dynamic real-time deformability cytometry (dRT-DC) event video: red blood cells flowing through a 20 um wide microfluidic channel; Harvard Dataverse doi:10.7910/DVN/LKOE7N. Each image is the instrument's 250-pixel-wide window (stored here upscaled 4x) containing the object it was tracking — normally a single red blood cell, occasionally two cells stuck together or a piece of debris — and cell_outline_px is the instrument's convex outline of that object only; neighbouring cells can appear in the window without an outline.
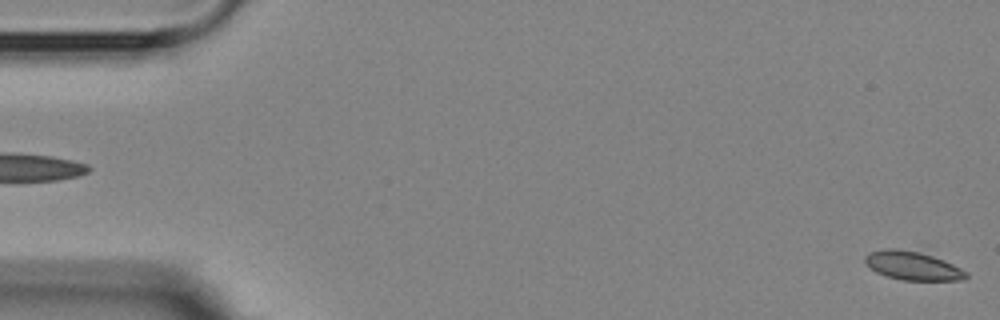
{"species": "Egyptian fruit bat (a non-hibernating species)", "species_latin": "Rousettus aegyptiacus", "temperature_condition": "room temperature", "stored_images_in_passage": 4, "segment_of_instrument_passage": [2, 2], "camera_frame_rate_fps": 3000, "um_per_image_px": 0.085, "animal": {"sex": "female"}, "frame": {"image": 1, "passage_image": 4, "time_ms": 5.333, "image_size_px": [1000, 320], "cell_outline_px": [[968, 276], [964, 280], [904, 280], [888, 276], [876, 272], [864, 260], [864, 256], [868, 252], [884, 248], [896, 248], [920, 252], [944, 260], [968, 272]], "centroid_in_image_um": [77.57, 22.57], "position_along_channel_um": 7.4, "area_um2": 16.76}}